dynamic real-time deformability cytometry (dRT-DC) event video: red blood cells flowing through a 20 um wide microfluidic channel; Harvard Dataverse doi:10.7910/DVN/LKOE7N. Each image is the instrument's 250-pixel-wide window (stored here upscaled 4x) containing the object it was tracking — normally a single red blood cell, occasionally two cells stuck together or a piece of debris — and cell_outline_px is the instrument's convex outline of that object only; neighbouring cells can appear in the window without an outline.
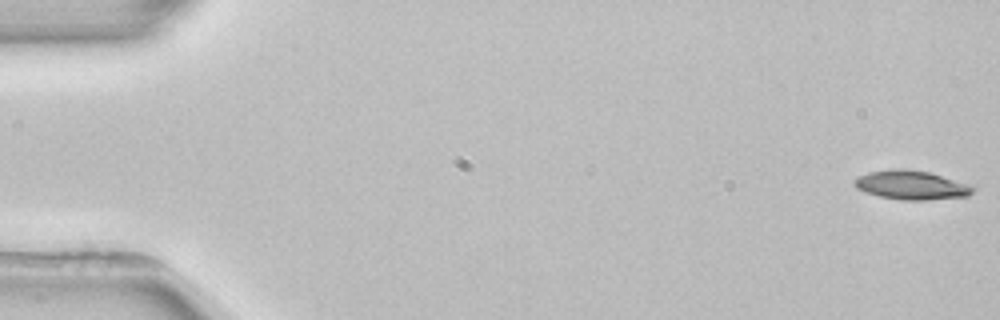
{"species": "common noctule bat (a hibernating species)", "species_latin": "Nyctalus noctula", "temperature_condition": "room temperature", "stored_images_in_passage": 6, "camera_frame_rate_fps": 3000, "um_per_image_px": 0.085, "animal": {"sex": "female", "body_mass_g": 22.7, "forearm_length_mm": 54.2}, "frame": {"image": 1, "passage_image": 1, "time_ms": 0.0, "image_size_px": [1000, 320], "cell_outline_px": [[976, 188], [968, 196], [924, 200], [904, 200], [880, 196], [864, 192], [856, 188], [852, 180], [868, 172], [900, 168], [928, 172]], "centroid_in_image_um": [77.39, 15.74], "position_along_channel_um": 7.6, "area_um2": 19.54}}
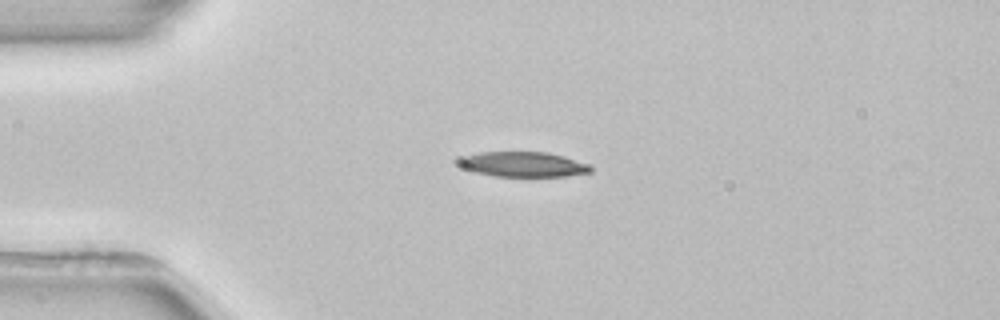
{"frame": {"image": 2, "passage_image": 4, "time_ms": 4.0, "image_size_px": [1000, 320], "cell_outline_px": [[592, 172], [564, 176], [496, 176], [476, 172], [464, 168], [456, 164], [456, 160], [460, 156], [480, 152], [548, 152], [564, 156], [588, 164], [592, 168]], "centroid_in_image_um": [44.42, 13.96], "position_along_channel_um": 40.6, "area_um2": 19.31}}